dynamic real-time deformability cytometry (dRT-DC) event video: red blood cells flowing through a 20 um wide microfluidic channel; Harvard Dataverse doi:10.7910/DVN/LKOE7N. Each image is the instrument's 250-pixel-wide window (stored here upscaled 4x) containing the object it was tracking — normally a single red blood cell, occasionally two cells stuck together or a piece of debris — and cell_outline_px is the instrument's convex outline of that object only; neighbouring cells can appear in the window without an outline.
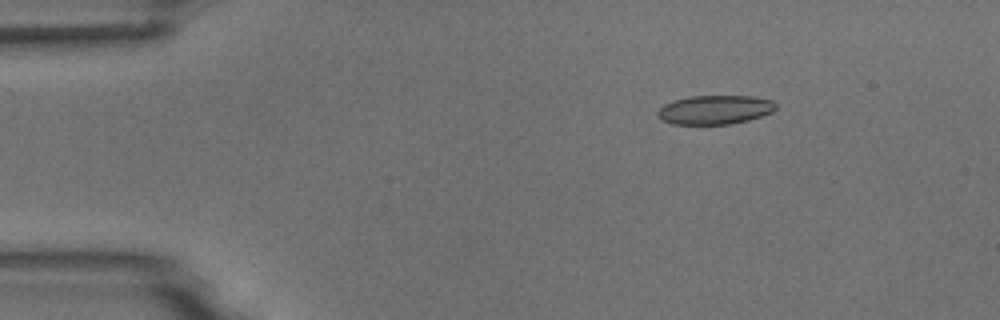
{"species": "common noctule bat (a hibernating species)", "species_latin": "Nyctalus noctula", "temperature_condition": "room temperature", "stored_images_in_passage": 3, "camera_frame_rate_fps": 3000, "um_per_image_px": 0.085, "animal": {"sex": "male", "body_mass_g": 18.8}, "frame": {"image": 1, "passage_image": 3, "time_ms": 2.333, "image_size_px": [1000, 320], "cell_outline_px": [[776, 108], [772, 112], [748, 120], [732, 124], [672, 124], [660, 120], [656, 116], [656, 112], [664, 104], [672, 100], [692, 96], [752, 96], [772, 100], [776, 104]], "centroid_in_image_um": [60.72, 9.33], "position_along_channel_um": 24.3, "area_um2": 20.11}}